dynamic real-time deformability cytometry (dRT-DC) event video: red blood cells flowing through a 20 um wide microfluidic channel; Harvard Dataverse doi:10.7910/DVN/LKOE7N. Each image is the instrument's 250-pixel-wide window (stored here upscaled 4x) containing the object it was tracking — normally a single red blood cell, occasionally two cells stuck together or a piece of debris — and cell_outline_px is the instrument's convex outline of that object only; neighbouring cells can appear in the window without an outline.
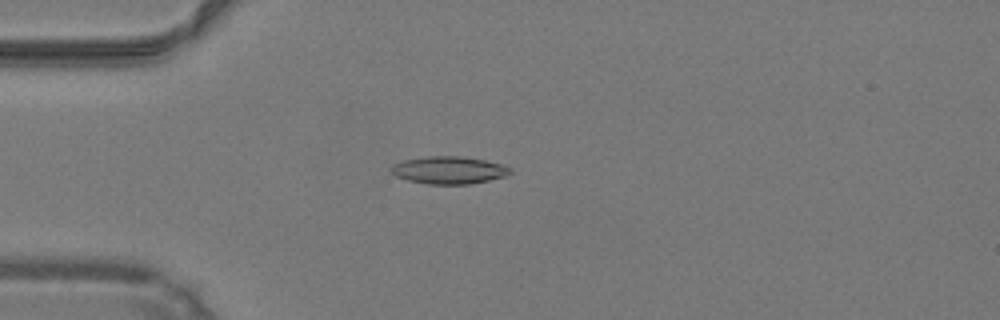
{"species": "common noctule bat (a hibernating species)", "species_latin": "Nyctalus noctula", "temperature_condition": "warm", "stored_images_in_passage": 44, "camera_frame_rate_fps": 3000, "um_per_image_px": 0.085, "animal": {"sex": "male", "body_mass_g": 19.2, "forearm_length_mm": 51.8}, "frame": {"image": 1, "passage_image": 9, "time_ms": 2.667, "image_size_px": [1000, 320], "cell_outline_px": [[512, 172], [508, 176], [468, 184], [428, 184], [408, 180], [396, 176], [388, 168], [392, 164], [404, 160], [428, 156], [460, 156], [484, 160], [504, 164], [512, 168]], "centroid_in_image_um": [38.18, 14.46], "position_along_channel_um": 46.8, "area_um2": 19.19}}
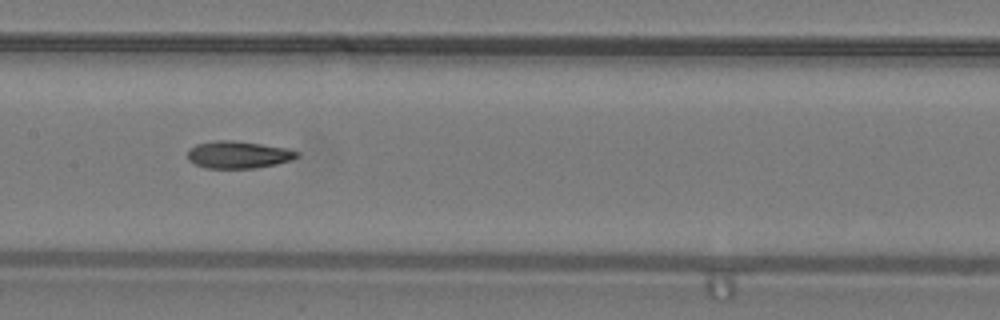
{"frame": {"image": 2, "passage_image": 20, "time_ms": 6.333, "image_size_px": [1000, 320], "cell_outline_px": [[300, 156], [292, 160], [276, 164], [252, 168], [204, 168], [188, 160], [188, 148], [196, 144], [212, 140], [232, 140], [288, 148], [300, 152]], "centroid_in_image_um": [20.25, 13.14], "position_along_channel_um": 187.1, "area_um2": 17.51}}
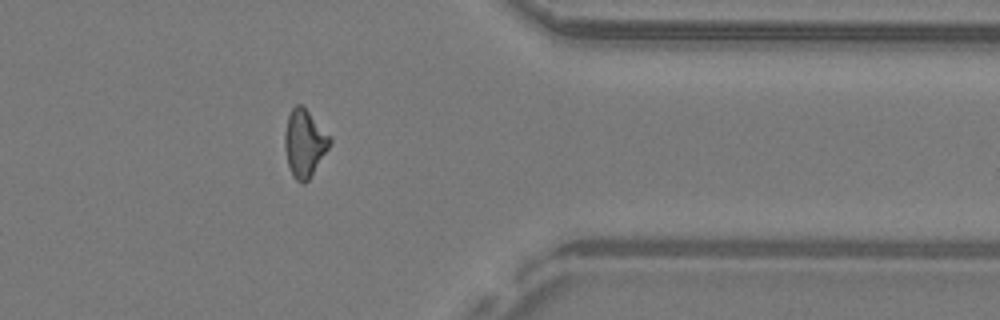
{"frame": {"image": 3, "passage_image": 35, "time_ms": 11.333, "image_size_px": [1000, 320], "cell_outline_px": [[332, 144], [308, 180], [304, 184], [300, 184], [292, 176], [288, 168], [284, 148], [284, 132], [288, 116], [292, 108], [296, 104], [300, 104], [308, 112], [332, 140]], "centroid_in_image_um": [25.85, 12.23], "position_along_channel_um": 385.6, "area_um2": 17.63}, "authors_computed_cell_mechanics": {"area_um2": 17.5134, "velocity_mm_per_s": 4.2682, "shape_relaxation_time_tau1_ms": null, "shape_relaxation_time_tau2_ms": 3.598, "deformation_change_tau1": null, "deformation_change_tau2": 0.1238}}